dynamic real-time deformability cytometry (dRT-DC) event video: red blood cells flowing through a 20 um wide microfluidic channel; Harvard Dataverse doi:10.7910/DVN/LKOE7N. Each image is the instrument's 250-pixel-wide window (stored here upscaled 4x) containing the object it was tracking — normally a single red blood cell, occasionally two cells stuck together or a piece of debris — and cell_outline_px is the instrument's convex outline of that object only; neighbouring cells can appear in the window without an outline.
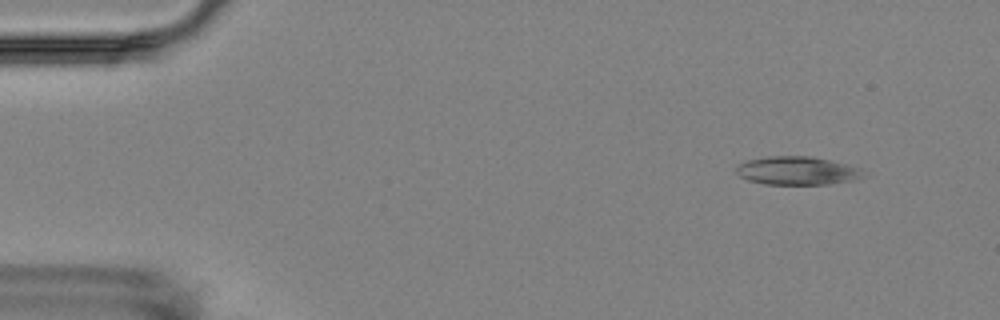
{"species": "Egyptian fruit bat (a non-hibernating species)", "species_latin": "Rousettus aegyptiacus", "temperature_condition": "room temperature", "stored_images_in_passage": 4, "camera_frame_rate_fps": 3000, "um_per_image_px": 0.085, "animal": {"sex": "female"}, "frame": {"image": 1, "passage_image": 1, "time_ms": 0.0, "image_size_px": [1000, 320], "cell_outline_px": [[860, 176], [852, 180], [828, 184], [764, 184], [748, 180], [740, 176], [736, 172], [736, 168], [740, 164], [748, 160], [764, 156], [812, 156], [848, 164], [860, 168]], "centroid_in_image_um": [67.7, 14.5], "position_along_channel_um": 17.3, "area_um2": 20.75}}
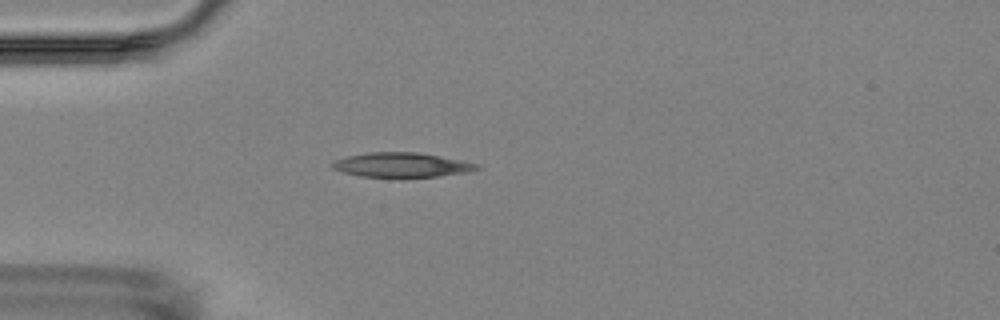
{"frame": {"image": 2, "passage_image": 4, "time_ms": 3.333, "image_size_px": [1000, 320], "cell_outline_px": [[480, 168], [472, 172], [404, 180], [360, 176], [344, 172], [332, 168], [332, 164], [336, 160], [348, 156], [368, 152], [420, 152], [480, 164]], "centroid_in_image_um": [34.2, 14.06], "position_along_channel_um": 50.8, "area_um2": 21.5}}